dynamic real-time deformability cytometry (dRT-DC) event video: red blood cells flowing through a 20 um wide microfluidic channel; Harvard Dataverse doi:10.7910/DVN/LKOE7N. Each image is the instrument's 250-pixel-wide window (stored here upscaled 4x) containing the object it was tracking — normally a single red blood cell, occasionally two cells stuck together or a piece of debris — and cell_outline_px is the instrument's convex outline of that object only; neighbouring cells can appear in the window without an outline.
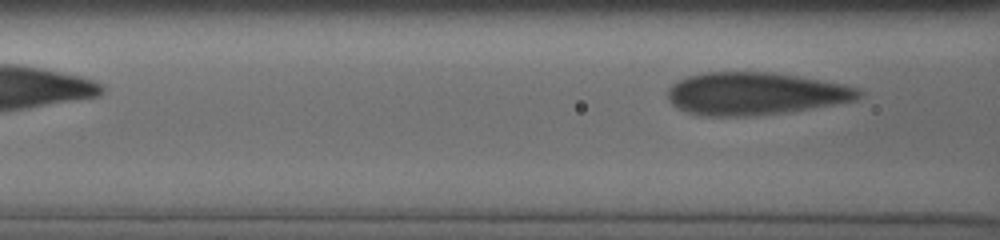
{"species": "human", "species_latin": "Homo sapiens", "temperature_condition": "cold", "stored_images_in_passage": 7, "camera_frame_rate_fps": 3000, "um_per_image_px": 0.085, "donor": {"sex": "male"}, "frame": {"image": 1, "passage_image": 7, "time_ms": 3.333, "image_size_px": [1000, 240], "cell_outline_px": [[864, 92], [856, 100], [784, 112], [748, 116], [704, 116], [688, 112], [676, 108], [672, 104], [668, 96], [668, 88], [672, 84], [688, 76], [704, 72], [772, 72], [820, 80], [840, 84], [856, 88]], "centroid_in_image_um": [64.13, 7.95], "position_along_channel_um": 102.5, "area_um2": 46.88}}